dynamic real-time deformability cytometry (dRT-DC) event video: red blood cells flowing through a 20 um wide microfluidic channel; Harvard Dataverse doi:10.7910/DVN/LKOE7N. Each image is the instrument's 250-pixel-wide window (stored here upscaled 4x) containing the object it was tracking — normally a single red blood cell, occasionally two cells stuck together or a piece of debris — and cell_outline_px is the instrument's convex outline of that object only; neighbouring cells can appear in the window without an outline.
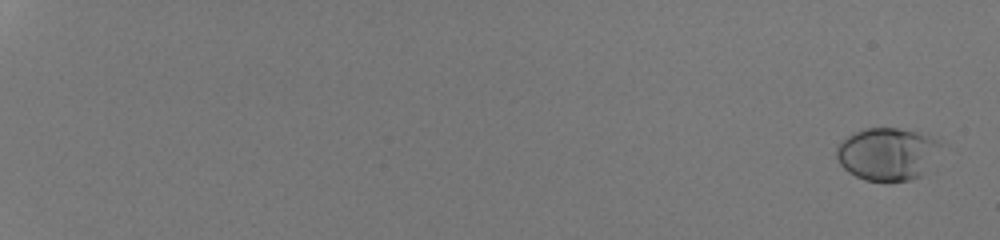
{"species": "human", "species_latin": "Homo sapiens", "temperature_condition": "room temperature", "stored_images_in_passage": 56, "camera_frame_rate_fps": 3000, "um_per_image_px": 0.085, "donor": {"sex": "male"}, "frame": {"image": 1, "passage_image": 3, "time_ms": 0.667, "image_size_px": [1000, 240], "cell_outline_px": [[940, 144], [920, 176], [908, 180], [864, 180], [848, 172], [840, 164], [836, 156], [836, 144], [848, 136], [864, 128], [896, 128], [916, 132], [936, 140]], "centroid_in_image_um": [75.3, 13.07], "position_along_channel_um": 9.7, "area_um2": 30.92}}
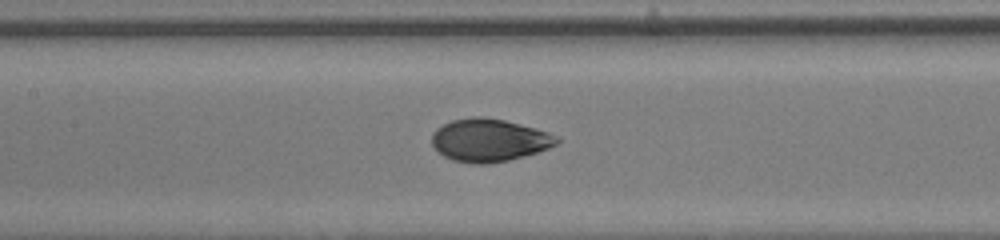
{"frame": {"image": 2, "passage_image": 33, "time_ms": 10.667, "image_size_px": [1000, 240], "cell_outline_px": [[560, 140], [556, 144], [548, 148], [524, 156], [508, 160], [488, 164], [472, 164], [452, 160], [436, 152], [432, 144], [432, 136], [436, 128], [452, 120], [472, 116], [480, 116], [504, 120], [548, 132], [556, 136]], "centroid_in_image_um": [41.53, 11.92], "position_along_channel_um": 165.9, "area_um2": 31.1}}
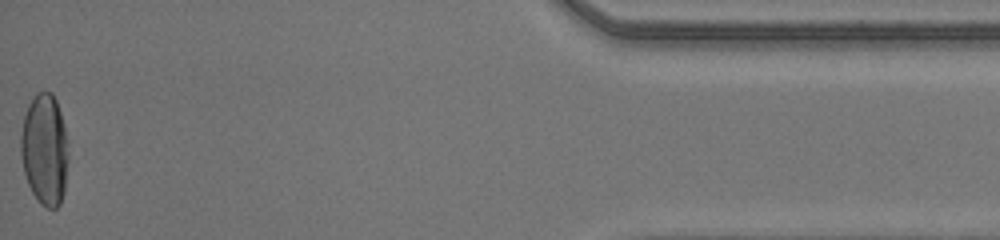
{"frame": {"image": 3, "passage_image": 56, "time_ms": 18.333, "image_size_px": [1000, 240], "cell_outline_px": [[68, 160], [64, 192], [60, 204], [56, 208], [48, 208], [40, 204], [32, 192], [28, 184], [24, 172], [20, 152], [20, 136], [24, 116], [28, 104], [40, 92], [52, 92], [56, 100], [64, 124], [68, 144]], "centroid_in_image_um": [3.8, 12.73], "position_along_channel_um": 431.4, "area_um2": 30.98}, "authors_computed_cell_mechanics": {"area_um2": 30.3161, "velocity_mm_per_s": 4.2586, "shape_relaxation_time_tau1_ms": 3.8693, "shape_relaxation_time_tau2_ms": null, "deformation_change_tau1": 0.1802, "deformation_change_tau2": null}}